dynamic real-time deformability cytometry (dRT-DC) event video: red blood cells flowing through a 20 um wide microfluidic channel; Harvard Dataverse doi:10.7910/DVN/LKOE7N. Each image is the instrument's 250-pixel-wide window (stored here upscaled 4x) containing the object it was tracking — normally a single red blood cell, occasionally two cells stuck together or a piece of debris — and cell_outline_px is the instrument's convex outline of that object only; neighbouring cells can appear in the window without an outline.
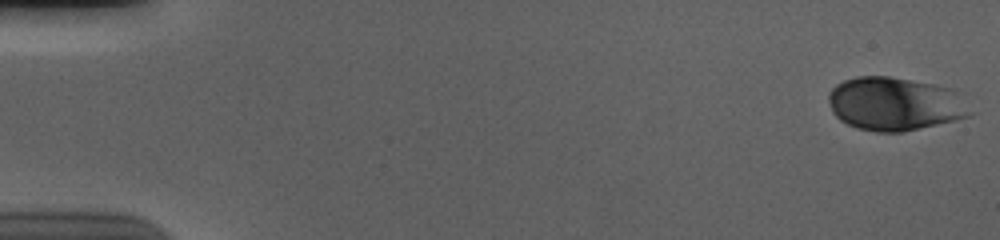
{"species": "human", "species_latin": "Homo sapiens", "temperature_condition": "cold", "stored_images_in_passage": 56, "camera_frame_rate_fps": 3000, "um_per_image_px": 0.085, "donor": {"sex": "male"}, "frame": {"image": 1, "passage_image": 1, "time_ms": 0.0, "image_size_px": [1000, 240], "cell_outline_px": [[976, 112], [972, 116], [956, 120], [904, 132], [876, 132], [856, 128], [840, 120], [832, 112], [828, 100], [828, 92], [836, 84], [844, 80], [856, 76], [888, 76], [932, 84], [952, 88]], "centroid_in_image_um": [76.08, 8.84], "position_along_channel_um": 8.9, "area_um2": 44.51}}
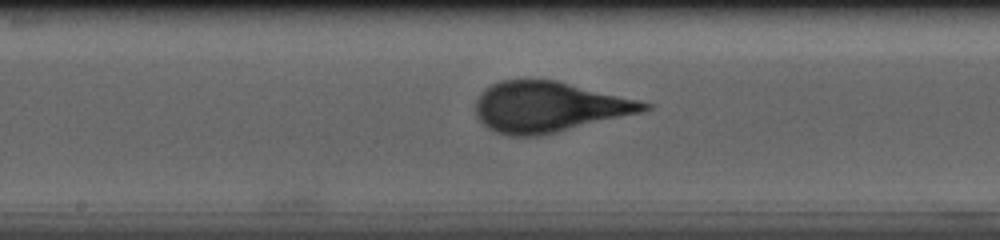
{"frame": {"image": 2, "passage_image": 30, "time_ms": 9.667, "image_size_px": [1000, 240], "cell_outline_px": [[652, 108], [644, 112], [556, 132], [536, 136], [508, 136], [496, 132], [488, 128], [476, 116], [476, 100], [484, 88], [500, 80], [556, 80], [640, 100], [652, 104]], "centroid_in_image_um": [46.66, 9.09], "position_along_channel_um": 201.5, "area_um2": 49.53}}
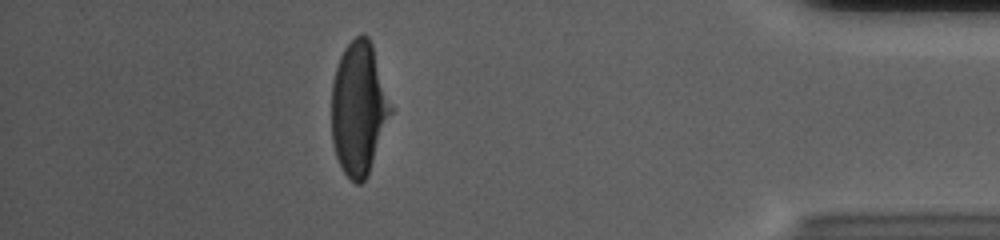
{"frame": {"image": 3, "passage_image": 50, "time_ms": 16.333, "image_size_px": [1000, 240], "cell_outline_px": [[396, 108], [368, 176], [360, 184], [356, 184], [344, 172], [336, 156], [332, 144], [332, 80], [340, 56], [344, 48], [356, 36], [368, 36], [372, 44]], "centroid_in_image_um": [30.56, 9.23], "position_along_channel_um": 404.6, "area_um2": 47.16}, "authors_computed_cell_mechanics": {"area_um2": 47.5694, "velocity_mm_per_s": 3.6722, "shape_relaxation_time_tau1_ms": 3.2992, "shape_relaxation_time_tau2_ms": null, "deformation_change_tau1": 0.1817, "deformation_change_tau2": null}}